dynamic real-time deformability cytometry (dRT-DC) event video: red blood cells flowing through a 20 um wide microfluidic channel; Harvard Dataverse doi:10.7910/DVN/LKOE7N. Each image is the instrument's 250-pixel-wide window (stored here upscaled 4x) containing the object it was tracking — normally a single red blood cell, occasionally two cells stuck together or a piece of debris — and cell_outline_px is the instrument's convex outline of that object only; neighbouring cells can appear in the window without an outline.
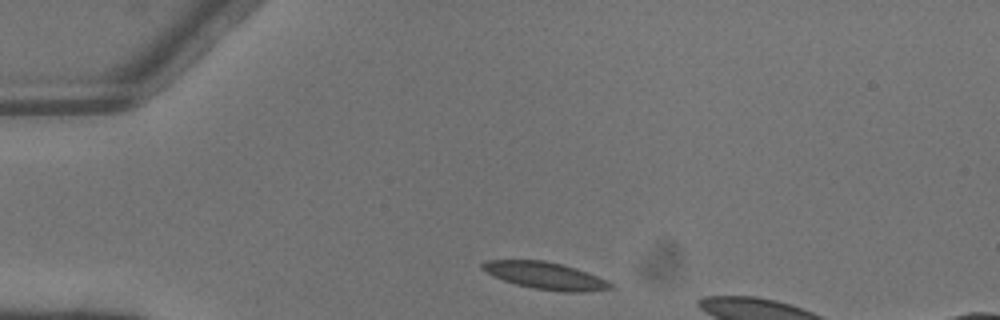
{"species": "common noctule bat (a hibernating species)", "species_latin": "Nyctalus noctula", "temperature_condition": "warm", "stored_images_in_passage": 3, "camera_frame_rate_fps": 3000, "um_per_image_px": 0.085, "animal": {"sex": "male", "body_mass_g": 13.3}, "frame": {"image": 1, "passage_image": 1, "time_ms": 0.0, "image_size_px": [1000, 320], "cell_outline_px": [[616, 288], [584, 292], [564, 292], [532, 288], [516, 284], [504, 280], [480, 268], [480, 264], [488, 260], [544, 260], [564, 264], [588, 272], [612, 284]], "centroid_in_image_um": [46.38, 23.43], "position_along_channel_um": 38.6, "area_um2": 20.17}}